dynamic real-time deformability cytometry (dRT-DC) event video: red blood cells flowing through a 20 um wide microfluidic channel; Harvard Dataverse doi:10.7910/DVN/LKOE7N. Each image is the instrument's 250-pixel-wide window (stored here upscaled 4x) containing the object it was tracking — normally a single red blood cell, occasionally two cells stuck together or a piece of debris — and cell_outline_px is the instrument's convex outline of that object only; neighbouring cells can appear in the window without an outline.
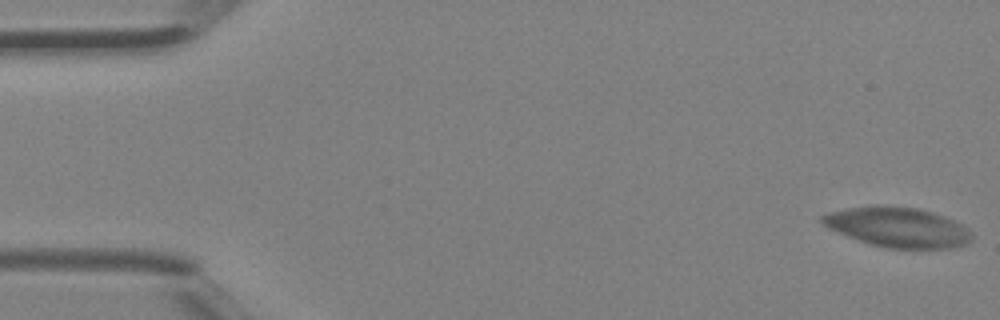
{"species": "Egyptian fruit bat (a non-hibernating species)", "species_latin": "Rousettus aegyptiacus", "temperature_condition": "room temperature", "stored_images_in_passage": 6, "camera_frame_rate_fps": 3000, "um_per_image_px": 0.085, "animal": {"sex": "female"}, "frame": {"image": 1, "passage_image": 1, "time_ms": 0.0, "image_size_px": [1000, 320], "cell_outline_px": [[972, 240], [964, 244], [948, 248], [888, 248], [868, 244], [828, 228], [820, 220], [820, 216], [828, 212], [868, 204], [880, 204], [920, 208], [944, 216], [968, 228], [972, 232]], "centroid_in_image_um": [76.28, 19.29], "position_along_channel_um": 8.7, "area_um2": 35.03}}